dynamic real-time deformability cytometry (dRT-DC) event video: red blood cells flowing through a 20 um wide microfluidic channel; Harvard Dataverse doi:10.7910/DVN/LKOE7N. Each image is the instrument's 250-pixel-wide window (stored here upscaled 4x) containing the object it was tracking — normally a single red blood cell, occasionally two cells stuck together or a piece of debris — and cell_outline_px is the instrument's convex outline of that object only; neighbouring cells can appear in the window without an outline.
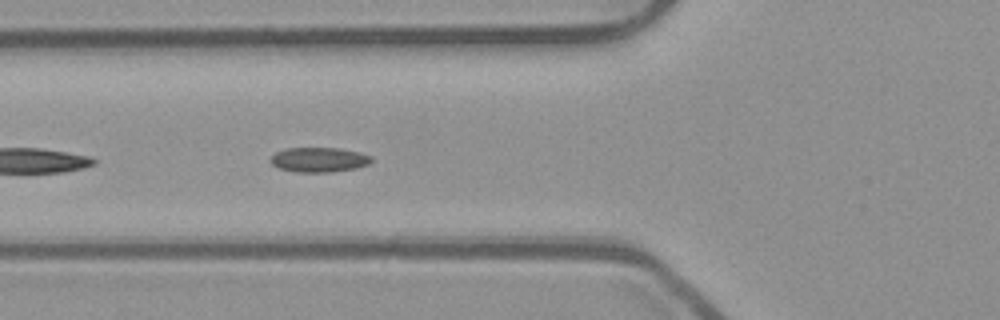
{"species": "common noctule bat (a hibernating species)", "species_latin": "Nyctalus noctula", "temperature_condition": "room temperature", "stored_images_in_passage": 38, "camera_frame_rate_fps": 3000, "um_per_image_px": 0.085, "animal": {"sex": "male", "body_mass_g": 23.1, "forearm_length_mm": 52.7}, "frame": {"image": 1, "passage_image": 5, "time_ms": 1.333, "image_size_px": [1000, 320], "cell_outline_px": [[372, 160], [368, 164], [356, 168], [332, 172], [296, 172], [280, 168], [272, 164], [268, 160], [276, 152], [284, 148], [340, 148], [360, 152], [372, 156]], "centroid_in_image_um": [27.11, 13.57], "position_along_channel_um": 98.7, "area_um2": 14.62}}
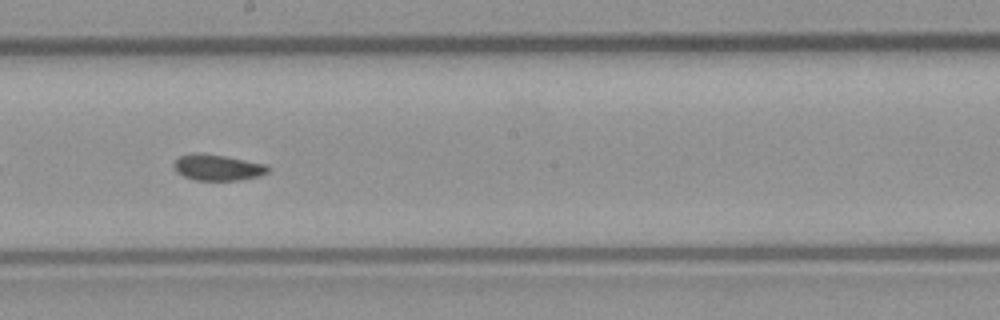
{"frame": {"image": 2, "passage_image": 15, "time_ms": 4.667, "image_size_px": [1000, 320], "cell_outline_px": [[272, 168], [268, 172], [260, 176], [240, 180], [196, 180], [184, 176], [176, 172], [172, 164], [180, 156], [192, 152], [200, 152], [224, 156], [268, 164]], "centroid_in_image_um": [18.52, 14.23], "position_along_channel_um": 229.7, "area_um2": 14.51}}
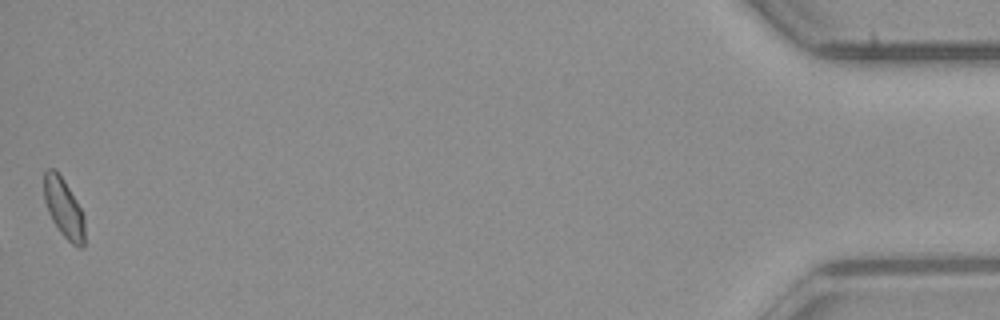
{"frame": {"image": 3, "passage_image": 38, "time_ms": 12.333, "image_size_px": [1000, 320], "cell_outline_px": [[84, 248], [80, 248], [72, 244], [60, 232], [52, 220], [48, 212], [44, 200], [44, 172], [48, 168], [56, 168], [64, 180], [80, 208], [84, 216]], "centroid_in_image_um": [5.41, 17.67], "position_along_channel_um": 429.8, "area_um2": 14.05}, "authors_computed_cell_mechanics": {"area_um2": 14.161, "velocity_mm_per_s": 3.9065, "shape_relaxation_time_tau1_ms": null, "shape_relaxation_time_tau2_ms": 2.0661, "deformation_change_tau1": null, "deformation_change_tau2": 0.0589}}